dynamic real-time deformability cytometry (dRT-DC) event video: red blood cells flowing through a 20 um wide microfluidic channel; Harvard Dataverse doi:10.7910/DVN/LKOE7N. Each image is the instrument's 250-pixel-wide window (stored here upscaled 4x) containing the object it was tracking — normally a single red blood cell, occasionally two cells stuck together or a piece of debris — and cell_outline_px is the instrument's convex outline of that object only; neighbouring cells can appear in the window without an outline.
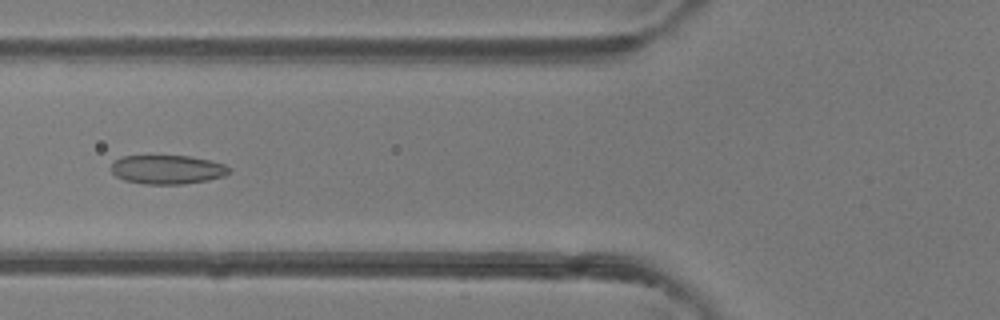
{"species": "common noctule bat (a hibernating species)", "species_latin": "Nyctalus noctula", "temperature_condition": "room temperature", "stored_images_in_passage": 48, "camera_frame_rate_fps": 3000, "um_per_image_px": 0.085, "animal": {"sex": "female"}, "frame": {"image": 1, "passage_image": 19, "time_ms": 6.0, "image_size_px": [1000, 320], "cell_outline_px": [[232, 168], [224, 176], [208, 180], [184, 184], [144, 184], [124, 180], [116, 176], [112, 172], [112, 164], [120, 156], [188, 156], [208, 160], [224, 164]], "centroid_in_image_um": [14.23, 14.41], "position_along_channel_um": 111.6, "area_um2": 19.83}}
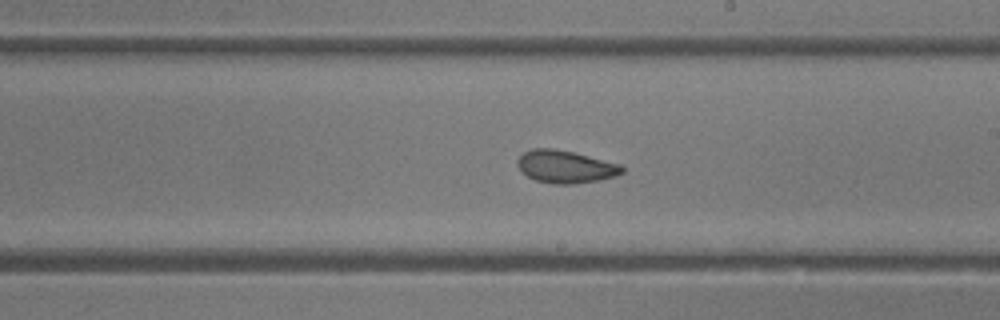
{"frame": {"image": 2, "passage_image": 28, "time_ms": 9.0, "image_size_px": [1000, 320], "cell_outline_px": [[624, 172], [616, 176], [596, 180], [572, 184], [552, 184], [536, 180], [528, 176], [516, 164], [516, 160], [524, 152], [532, 148], [552, 148], [572, 152], [620, 164], [624, 168]], "centroid_in_image_um": [48.05, 14.16], "position_along_channel_um": 240.9, "area_um2": 19.65}}
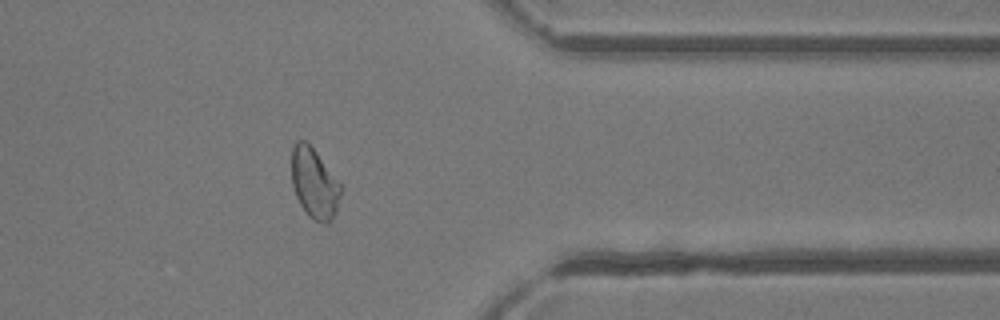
{"frame": {"image": 3, "passage_image": 39, "time_ms": 12.667, "image_size_px": [1000, 320], "cell_outline_px": [[340, 196], [336, 212], [332, 220], [328, 224], [324, 224], [312, 220], [308, 216], [300, 204], [296, 196], [292, 184], [292, 144], [296, 140], [304, 140], [316, 152], [340, 184]], "centroid_in_image_um": [26.7, 15.62], "position_along_channel_um": 384.7, "area_um2": 20.0}, "authors_computed_cell_mechanics": {"area_um2": 21.1837, "velocity_mm_per_s": 4.3009, "shape_relaxation_time_tau1_ms": 7.6004, "shape_relaxation_time_tau2_ms": 1.2504, "deformation_change_tau1": 0.159, "deformation_change_tau2": 0.0648}}